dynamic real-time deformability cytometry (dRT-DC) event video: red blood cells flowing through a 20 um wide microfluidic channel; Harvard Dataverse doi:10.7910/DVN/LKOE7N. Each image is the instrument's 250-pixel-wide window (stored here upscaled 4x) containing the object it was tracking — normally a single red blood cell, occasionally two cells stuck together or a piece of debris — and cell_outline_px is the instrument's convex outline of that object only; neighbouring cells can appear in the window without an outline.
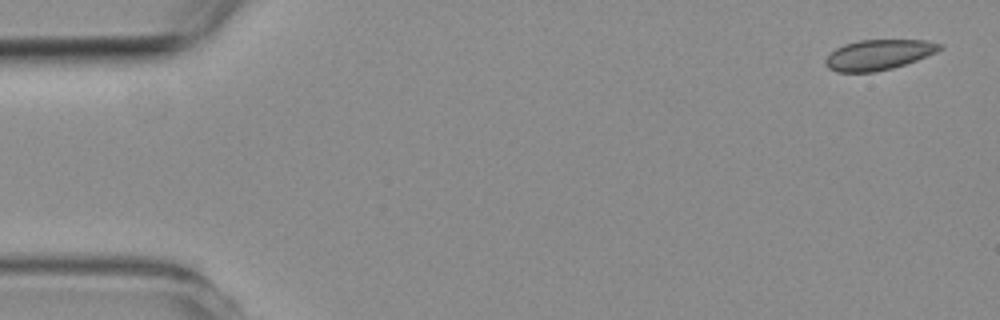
{"species": "common noctule bat (a hibernating species)", "species_latin": "Nyctalus noctula", "temperature_condition": "room temperature", "stored_images_in_passage": 5, "camera_frame_rate_fps": 3000, "um_per_image_px": 0.085, "animal": {"sex": "female", "body_mass_g": 19.3, "forearm_length_mm": 54.1}, "frame": {"image": 1, "passage_image": 1, "time_ms": 0.0, "image_size_px": [1000, 320], "cell_outline_px": [[944, 48], [936, 52], [916, 60], [892, 68], [876, 72], [836, 72], [828, 68], [824, 64], [824, 60], [836, 48], [844, 44], [860, 40], [924, 40], [944, 44]], "centroid_in_image_um": [74.67, 4.65], "position_along_channel_um": 10.3, "area_um2": 20.17}}
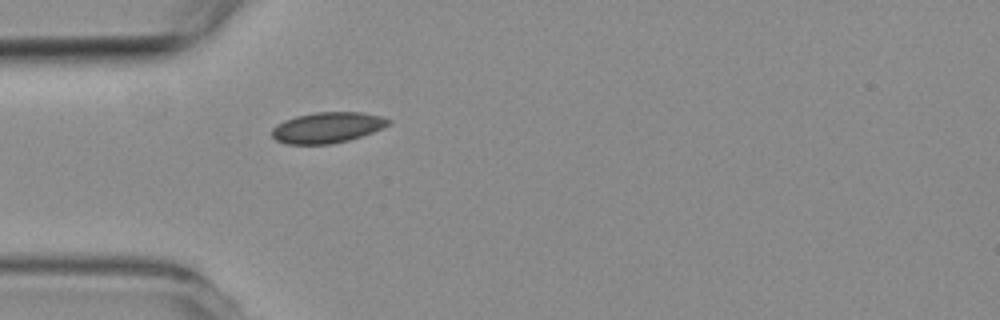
{"frame": {"image": 2, "passage_image": 5, "time_ms": 4.333, "image_size_px": [1000, 320], "cell_outline_px": [[392, 120], [388, 124], [372, 132], [348, 140], [332, 144], [288, 144], [276, 140], [272, 136], [272, 128], [276, 124], [284, 120], [296, 116], [316, 112], [360, 112], [384, 116]], "centroid_in_image_um": [27.8, 10.83], "position_along_channel_um": 57.2, "area_um2": 20.81}}